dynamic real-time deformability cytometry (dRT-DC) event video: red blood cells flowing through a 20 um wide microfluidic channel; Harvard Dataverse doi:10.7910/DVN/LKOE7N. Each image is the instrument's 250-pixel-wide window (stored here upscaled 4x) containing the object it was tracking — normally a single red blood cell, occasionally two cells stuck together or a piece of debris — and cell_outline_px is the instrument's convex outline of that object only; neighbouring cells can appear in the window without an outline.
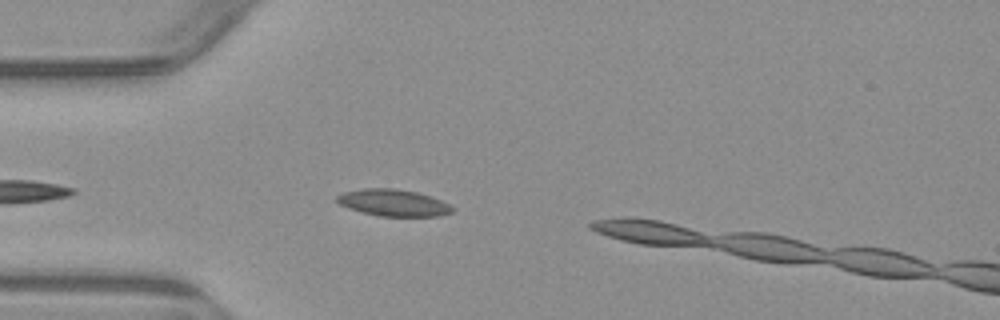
{"species": "common noctule bat (a hibernating species)", "species_latin": "Nyctalus noctula", "temperature_condition": "warm", "stored_images_in_passage": 2, "camera_frame_rate_fps": 3000, "um_per_image_px": 0.085, "animal": {"sex": "male", "body_mass_g": 23.1, "forearm_length_mm": 52.7}, "frame": {"image": 1, "passage_image": 1, "time_ms": 0.0, "image_size_px": [1000, 320], "cell_outline_px": [[456, 208], [452, 212], [440, 216], [380, 216], [348, 208], [340, 204], [336, 200], [336, 196], [344, 192], [364, 188], [396, 188], [416, 192], [440, 200]], "centroid_in_image_um": [33.44, 17.23], "position_along_channel_um": 51.6, "area_um2": 17.86}}